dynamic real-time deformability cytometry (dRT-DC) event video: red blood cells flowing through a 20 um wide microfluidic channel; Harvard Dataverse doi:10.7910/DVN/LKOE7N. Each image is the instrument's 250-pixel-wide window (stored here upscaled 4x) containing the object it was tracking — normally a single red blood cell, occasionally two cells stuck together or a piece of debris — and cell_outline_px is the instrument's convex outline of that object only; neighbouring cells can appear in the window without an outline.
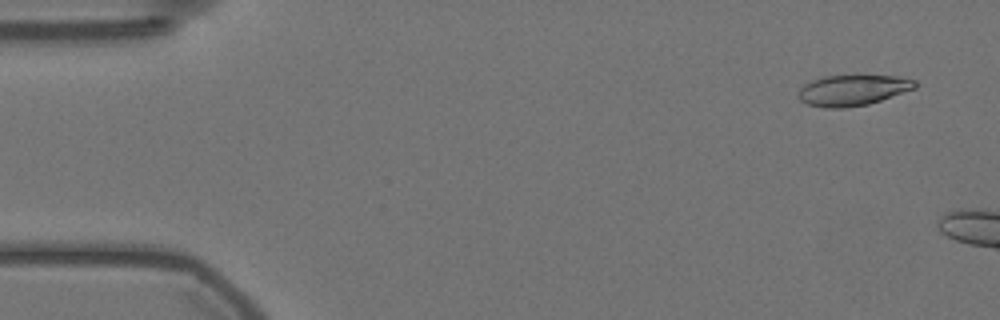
{"species": "Egyptian fruit bat (a non-hibernating species)", "species_latin": "Rousettus aegyptiacus", "temperature_condition": "warm", "stored_images_in_passage": 6, "camera_frame_rate_fps": 3000, "um_per_image_px": 0.085, "animal": {"sex": "female"}, "frame": {"image": 1, "passage_image": 2, "time_ms": 0.333, "image_size_px": [1000, 320], "cell_outline_px": [[920, 84], [916, 88], [868, 104], [844, 108], [824, 108], [804, 104], [796, 96], [800, 88], [804, 84], [812, 80], [824, 76], [900, 76], [916, 80]], "centroid_in_image_um": [72.46, 7.67], "position_along_channel_um": 12.5, "area_um2": 21.1}}